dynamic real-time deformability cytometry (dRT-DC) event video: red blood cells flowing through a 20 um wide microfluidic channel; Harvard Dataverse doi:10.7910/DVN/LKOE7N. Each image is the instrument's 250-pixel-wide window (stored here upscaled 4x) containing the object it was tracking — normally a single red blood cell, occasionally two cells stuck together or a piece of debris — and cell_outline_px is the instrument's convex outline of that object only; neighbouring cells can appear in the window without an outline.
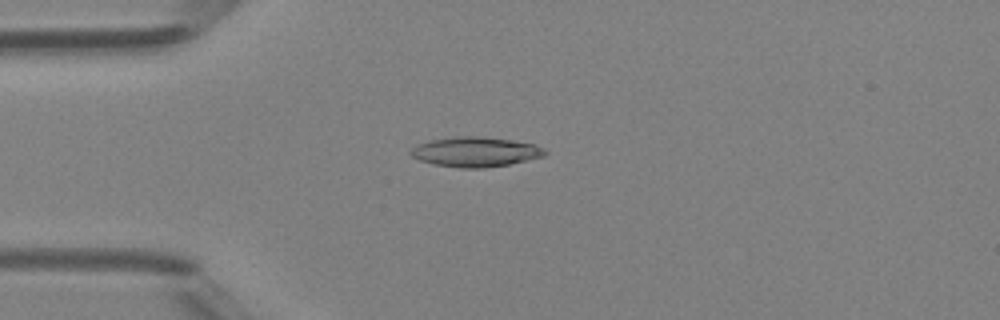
{"species": "Egyptian fruit bat (a non-hibernating species)", "species_latin": "Rousettus aegyptiacus", "temperature_condition": "room temperature", "stored_images_in_passage": 4, "camera_frame_rate_fps": 3000, "um_per_image_px": 0.085, "animal": {"sex": "female"}, "frame": {"image": 1, "passage_image": 4, "time_ms": 3.333, "image_size_px": [1000, 320], "cell_outline_px": [[548, 152], [544, 156], [508, 164], [480, 168], [460, 168], [432, 164], [420, 160], [412, 156], [408, 152], [416, 144], [432, 140], [456, 136], [484, 136], [512, 140], [536, 144], [544, 148]], "centroid_in_image_um": [40.41, 12.9], "position_along_channel_um": 44.6, "area_um2": 23.41}}